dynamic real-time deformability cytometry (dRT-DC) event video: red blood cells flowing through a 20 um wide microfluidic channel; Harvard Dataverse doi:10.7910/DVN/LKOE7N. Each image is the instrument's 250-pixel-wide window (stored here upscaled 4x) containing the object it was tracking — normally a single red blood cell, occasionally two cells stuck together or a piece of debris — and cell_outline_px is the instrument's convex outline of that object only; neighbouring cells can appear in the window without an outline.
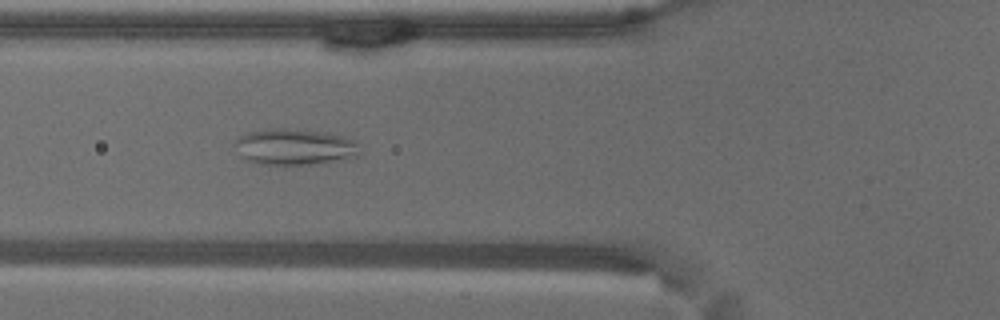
{"species": "common noctule bat (a hibernating species)", "species_latin": "Nyctalus noctula", "temperature_condition": "warm", "stored_images_in_passage": 57, "camera_frame_rate_fps": 3000, "um_per_image_px": 0.085, "animal": {"sex": "male", "body_mass_g": 18.8}, "frame": {"image": 1, "passage_image": 21, "time_ms": 6.667, "image_size_px": [1000, 320], "cell_outline_px": [[360, 152], [356, 156], [308, 164], [260, 164], [248, 160], [240, 156], [236, 144], [236, 140], [240, 136], [248, 132], [272, 128], [288, 128], [328, 132], [356, 140], [360, 144]], "centroid_in_image_um": [25.06, 12.45], "position_along_channel_um": 100.7, "area_um2": 26.07}}
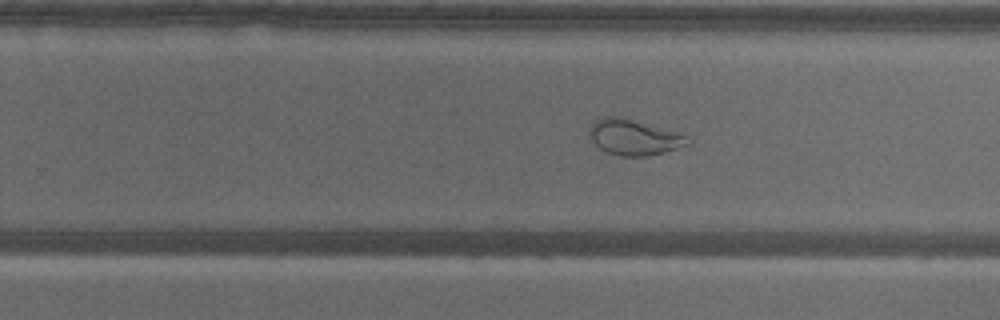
{"frame": {"image": 2, "passage_image": 36, "time_ms": 11.667, "image_size_px": [1000, 320], "cell_outline_px": [[692, 144], [664, 152], [648, 156], [620, 156], [608, 152], [600, 148], [588, 136], [588, 128], [596, 120], [604, 116], [624, 116], [680, 132], [688, 136], [692, 140]], "centroid_in_image_um": [53.94, 11.64], "position_along_channel_um": 275.9, "area_um2": 20.98}}
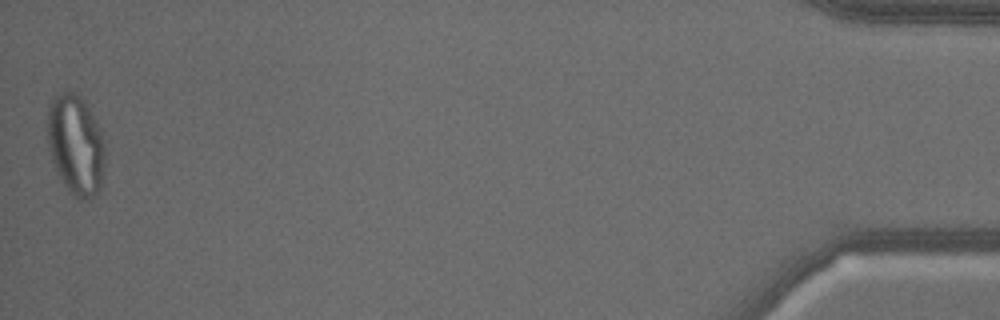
{"frame": {"image": 3, "passage_image": 57, "time_ms": 18.667, "image_size_px": [1000, 320], "cell_outline_px": [[104, 168], [100, 188], [88, 200], [80, 200], [72, 196], [56, 172], [52, 164], [48, 144], [48, 108], [52, 96], [68, 88], [76, 92], [80, 96], [96, 120], [100, 128], [104, 140]], "centroid_in_image_um": [6.42, 12.29], "position_along_channel_um": 428.8, "area_um2": 34.1}}